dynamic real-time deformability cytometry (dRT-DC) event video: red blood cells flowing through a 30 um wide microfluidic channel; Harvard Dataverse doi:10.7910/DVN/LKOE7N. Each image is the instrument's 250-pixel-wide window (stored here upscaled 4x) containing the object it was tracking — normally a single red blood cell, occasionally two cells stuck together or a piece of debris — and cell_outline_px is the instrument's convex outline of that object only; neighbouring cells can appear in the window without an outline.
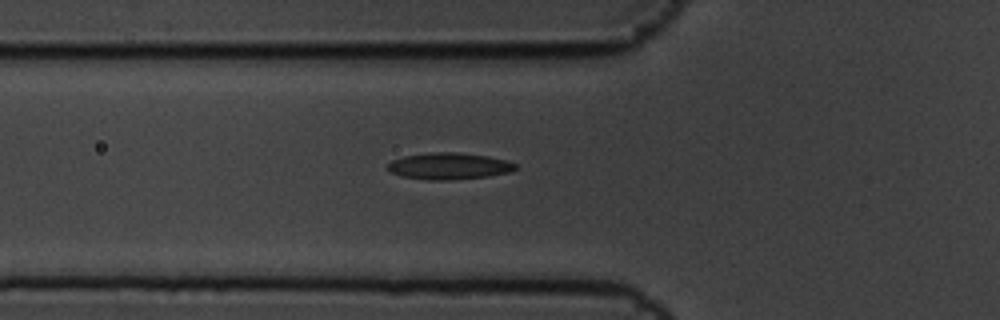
{"species": "common noctule bat (a hibernating species)", "species_latin": "Nyctalus noctula", "temperature_condition": "cold", "stored_images_in_passage": 7, "camera_frame_rate_fps": 3000, "um_per_image_px": 0.085, "animal": {"sex": "male", "body_mass_g": 19.5, "forearm_length_mm": 54.6}, "frame": {"image": 1, "passage_image": 7, "time_ms": 2.0, "image_size_px": [1000, 320], "cell_outline_px": [[516, 168], [508, 172], [488, 176], [448, 180], [428, 180], [404, 176], [392, 172], [388, 168], [388, 164], [392, 160], [404, 156], [432, 152], [456, 152], [488, 156], [508, 160], [516, 164]], "centroid_in_image_um": [38.19, 14.11], "position_along_channel_um": 87.6, "area_um2": 19.59}}